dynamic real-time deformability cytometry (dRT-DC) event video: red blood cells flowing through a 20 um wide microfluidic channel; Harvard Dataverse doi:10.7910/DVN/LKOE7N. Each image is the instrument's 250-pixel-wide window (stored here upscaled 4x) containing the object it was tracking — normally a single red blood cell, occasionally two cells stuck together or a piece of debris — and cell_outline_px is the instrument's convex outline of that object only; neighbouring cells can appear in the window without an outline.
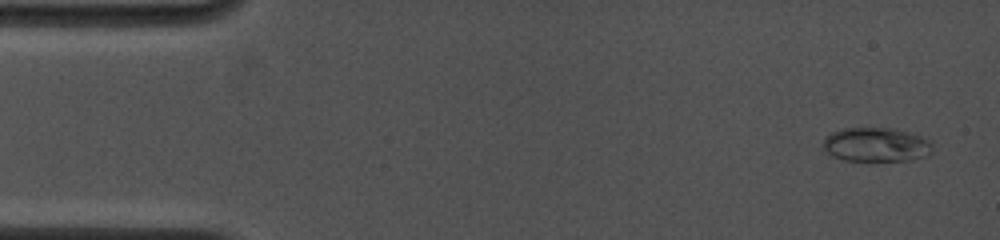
{"species": "common noctule bat (a hibernating species)", "species_latin": "Nyctalus noctula", "temperature_condition": "cold", "stored_images_in_passage": 6, "camera_frame_rate_fps": 4500, "um_per_image_px": 0.085, "animal": {"sex": "female", "body_mass_g": 19.0, "forearm_length_mm": 53.3}, "frame": {"image": 1, "passage_image": 1, "time_ms": 0.0, "image_size_px": [1000, 240], "cell_outline_px": [[932, 152], [924, 156], [908, 160], [844, 160], [832, 156], [820, 144], [824, 136], [832, 132], [844, 128], [896, 128], [920, 136], [928, 140], [932, 144]], "centroid_in_image_um": [74.43, 12.28], "position_along_channel_um": 10.6, "area_um2": 21.73}}
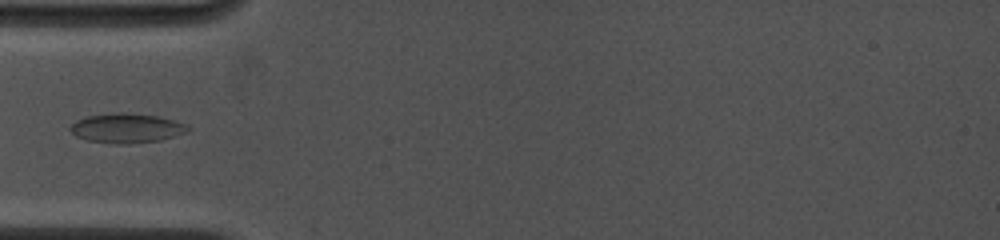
{"frame": {"image": 2, "passage_image": 5, "time_ms": 4.444, "image_size_px": [1000, 240], "cell_outline_px": [[192, 128], [184, 132], [160, 140], [128, 144], [116, 144], [88, 140], [76, 136], [68, 128], [76, 120], [88, 116], [120, 112], [124, 112], [156, 116], [188, 124]], "centroid_in_image_um": [10.75, 10.89], "position_along_channel_um": 74.3, "area_um2": 20.0}}
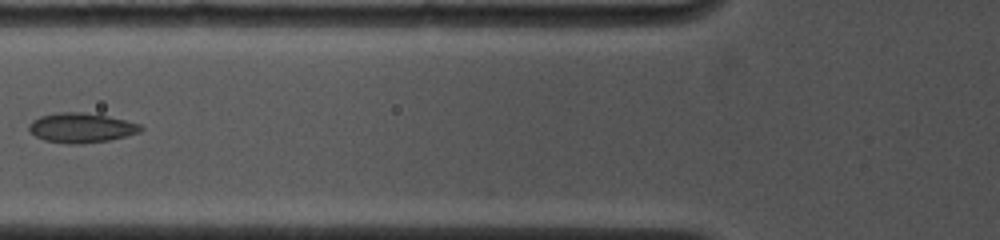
{"frame": {"image": 3, "passage_image": 6, "time_ms": 5.556, "image_size_px": [1000, 240], "cell_outline_px": [[144, 128], [140, 132], [108, 140], [80, 144], [68, 144], [44, 140], [36, 136], [28, 128], [28, 124], [32, 120], [40, 116], [60, 112], [80, 112], [108, 116], [140, 124]], "centroid_in_image_um": [6.89, 10.86], "position_along_channel_um": 118.9, "area_um2": 19.19}}